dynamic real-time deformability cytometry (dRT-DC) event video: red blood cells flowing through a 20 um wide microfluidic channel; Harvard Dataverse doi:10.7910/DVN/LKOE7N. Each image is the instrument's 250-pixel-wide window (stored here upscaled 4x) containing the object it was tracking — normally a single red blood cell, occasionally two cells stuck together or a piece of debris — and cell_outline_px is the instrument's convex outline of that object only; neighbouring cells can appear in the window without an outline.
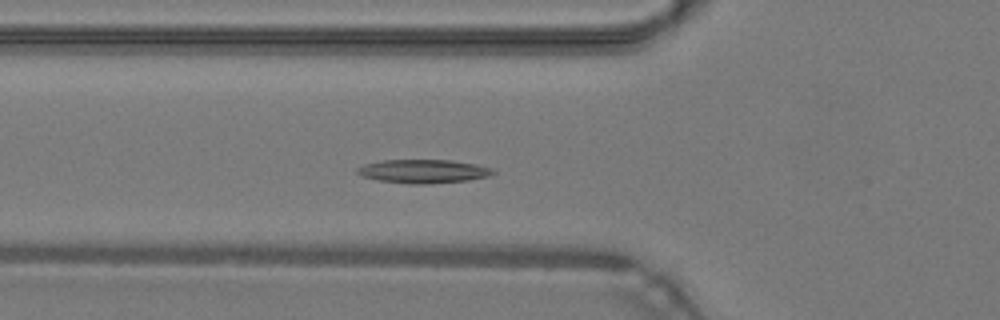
{"species": "common noctule bat (a hibernating species)", "species_latin": "Nyctalus noctula", "temperature_condition": "warm", "stored_images_in_passage": 43, "camera_frame_rate_fps": 3000, "um_per_image_px": 0.085, "animal": {"sex": "male", "body_mass_g": 19.2, "forearm_length_mm": 51.8}, "frame": {"image": 1, "passage_image": 12, "time_ms": 3.667, "image_size_px": [1000, 320], "cell_outline_px": [[496, 172], [488, 176], [468, 180], [428, 184], [412, 184], [376, 180], [364, 176], [356, 172], [356, 168], [364, 164], [384, 160], [452, 160], [476, 164], [492, 168]], "centroid_in_image_um": [35.98, 14.56], "position_along_channel_um": 89.8, "area_um2": 18.67}}
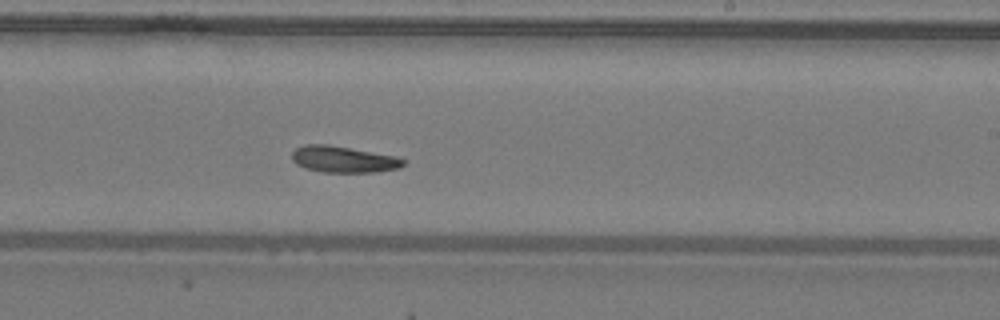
{"frame": {"image": 2, "passage_image": 24, "time_ms": 7.667, "image_size_px": [1000, 320], "cell_outline_px": [[404, 164], [400, 168], [376, 172], [324, 172], [304, 168], [296, 164], [292, 160], [292, 152], [296, 148], [304, 144], [328, 144], [396, 156], [404, 160]], "centroid_in_image_um": [29.17, 13.54], "position_along_channel_um": 259.8, "area_um2": 17.17}}
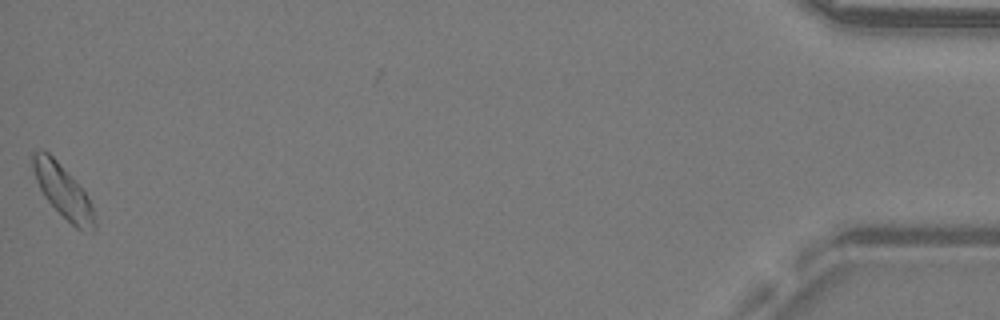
{"frame": {"image": 3, "passage_image": 43, "time_ms": 14.0, "image_size_px": [1000, 320], "cell_outline_px": [[96, 228], [92, 232], [76, 228], [44, 196], [36, 180], [32, 168], [32, 152], [48, 152], [56, 160], [84, 192], [92, 208], [96, 224]], "centroid_in_image_um": [5.35, 16.28], "position_along_channel_um": 429.9, "area_um2": 18.15}, "authors_computed_cell_mechanics": {"area_um2": 17.6868, "velocity_mm_per_s": 4.2451, "shape_relaxation_time_tau1_ms": 9.3794, "shape_relaxation_time_tau2_ms": null, "deformation_change_tau1": 0.2021, "deformation_change_tau2": null}}